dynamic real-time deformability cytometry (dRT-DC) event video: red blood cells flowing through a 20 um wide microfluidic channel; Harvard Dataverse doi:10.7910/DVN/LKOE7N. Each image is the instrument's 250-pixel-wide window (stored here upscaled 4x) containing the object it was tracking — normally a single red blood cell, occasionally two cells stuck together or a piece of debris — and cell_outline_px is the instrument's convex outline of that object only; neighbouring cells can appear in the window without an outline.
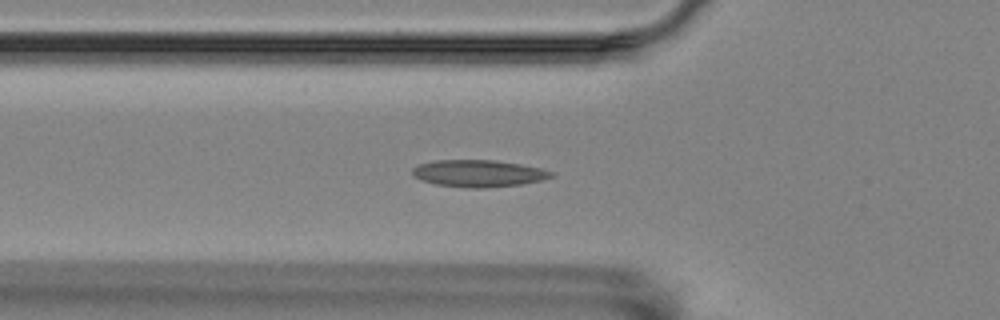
{"species": "Egyptian fruit bat (a non-hibernating species)", "species_latin": "Rousettus aegyptiacus", "temperature_condition": "room temperature", "stored_images_in_passage": 54, "camera_frame_rate_fps": 3000, "um_per_image_px": 0.085, "animal": {"sex": "female"}, "frame": {"image": 1, "passage_image": 20, "time_ms": 6.333, "image_size_px": [1000, 320], "cell_outline_px": [[556, 176], [540, 180], [520, 184], [484, 188], [468, 188], [436, 184], [420, 180], [412, 176], [412, 168], [420, 164], [432, 160], [496, 160], [520, 164], [540, 168], [552, 172]], "centroid_in_image_um": [40.63, 14.73], "position_along_channel_um": 85.2, "area_um2": 21.85}}
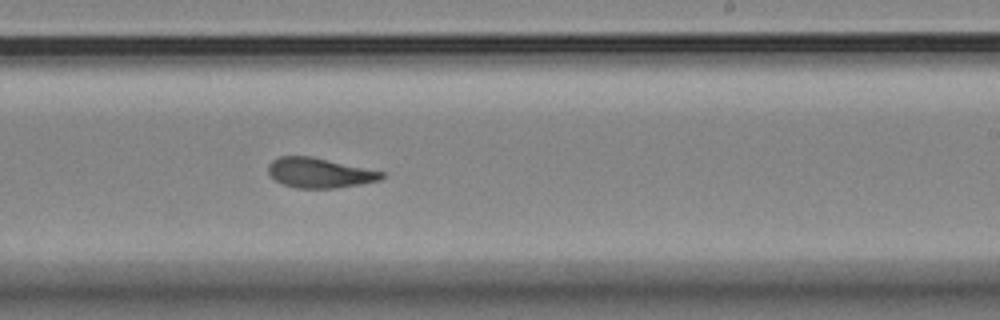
{"frame": {"image": 2, "passage_image": 35, "time_ms": 11.333, "image_size_px": [1000, 320], "cell_outline_px": [[384, 176], [380, 180], [360, 184], [336, 188], [296, 188], [284, 184], [276, 180], [268, 172], [268, 164], [272, 160], [280, 156], [312, 156], [384, 172]], "centroid_in_image_um": [27.15, 14.69], "position_along_channel_um": 261.9, "area_um2": 19.65}}
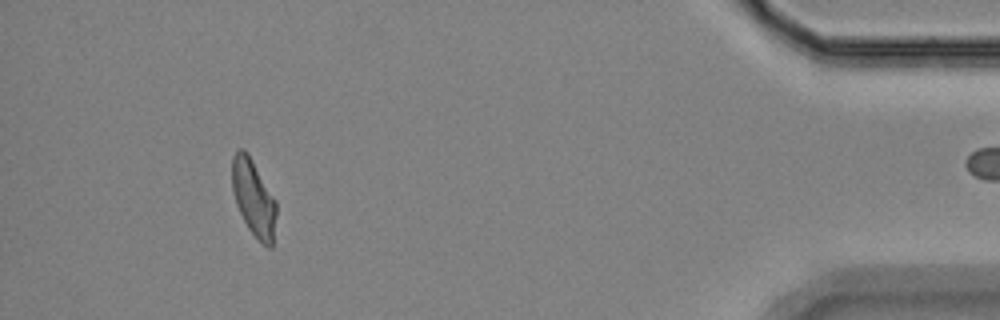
{"frame": {"image": 3, "passage_image": 53, "time_ms": 17.333, "image_size_px": [1000, 320], "cell_outline_px": [[276, 216], [272, 248], [268, 248], [248, 228], [236, 204], [232, 188], [232, 156], [240, 148], [244, 148], [248, 152], [276, 200]], "centroid_in_image_um": [21.56, 16.78], "position_along_channel_um": 413.6, "area_um2": 19.65}}